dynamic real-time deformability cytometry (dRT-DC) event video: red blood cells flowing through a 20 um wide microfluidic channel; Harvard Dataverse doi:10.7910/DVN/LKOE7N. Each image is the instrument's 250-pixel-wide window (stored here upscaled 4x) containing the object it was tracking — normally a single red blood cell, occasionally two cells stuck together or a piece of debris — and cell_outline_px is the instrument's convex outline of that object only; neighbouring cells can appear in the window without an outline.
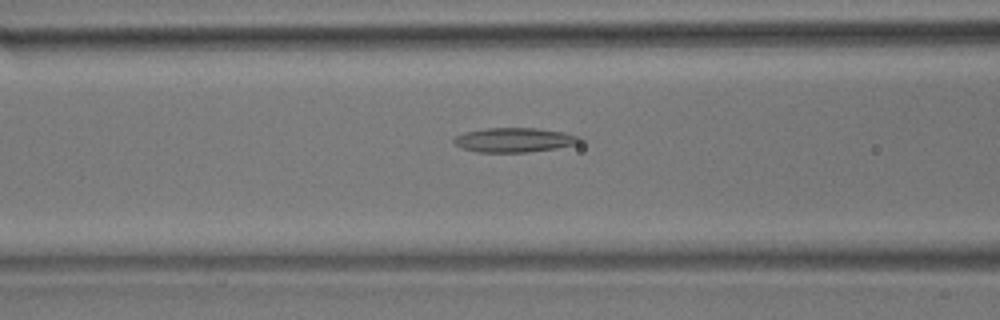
{"species": "common noctule bat (a hibernating species)", "species_latin": "Nyctalus noctula", "temperature_condition": "room temperature", "stored_images_in_passage": 46, "camera_frame_rate_fps": 3000, "um_per_image_px": 0.085, "animal": {"sex": "male", "body_mass_g": 17.9}, "frame": {"image": 1, "passage_image": 18, "time_ms": 5.667, "image_size_px": [1000, 320], "cell_outline_px": [[584, 140], [576, 144], [556, 148], [528, 152], [476, 152], [464, 148], [456, 144], [452, 140], [456, 136], [464, 132], [484, 128], [536, 128], [564, 132], [580, 136]], "centroid_in_image_um": [43.74, 11.89], "position_along_channel_um": 122.9, "area_um2": 17.92}}
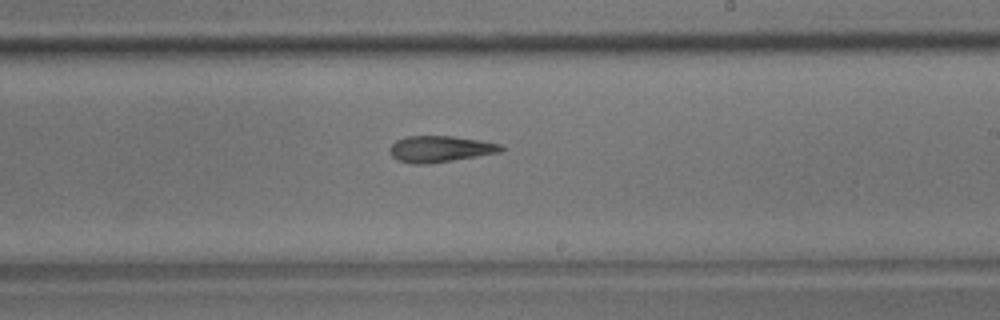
{"frame": {"image": 2, "passage_image": 28, "time_ms": 9.0, "image_size_px": [1000, 320], "cell_outline_px": [[504, 148], [500, 152], [428, 164], [412, 164], [396, 160], [392, 156], [388, 148], [396, 140], [408, 136], [452, 136], [480, 140], [500, 144]], "centroid_in_image_um": [37.36, 12.66], "position_along_channel_um": 251.6, "area_um2": 16.99}}
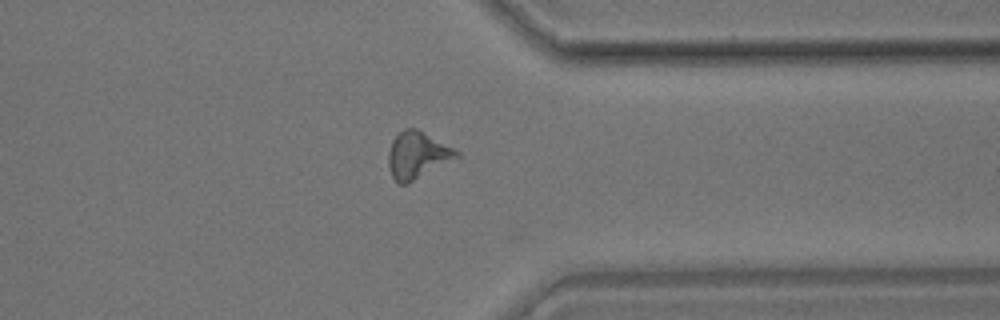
{"frame": {"image": 3, "passage_image": 38, "time_ms": 12.333, "image_size_px": [1000, 320], "cell_outline_px": [[460, 156], [408, 184], [396, 184], [392, 176], [388, 164], [388, 152], [392, 140], [404, 128], [416, 128], [424, 132], [460, 152]], "centroid_in_image_um": [35.45, 13.2], "position_along_channel_um": 376.0, "area_um2": 18.55}, "authors_computed_cell_mechanics": {"area_um2": 17.918, "velocity_mm_per_s": 3.8671, "shape_relaxation_time_tau1_ms": null, "shape_relaxation_time_tau2_ms": 4.6679, "deformation_change_tau1": null, "deformation_change_tau2": 0.1439}}